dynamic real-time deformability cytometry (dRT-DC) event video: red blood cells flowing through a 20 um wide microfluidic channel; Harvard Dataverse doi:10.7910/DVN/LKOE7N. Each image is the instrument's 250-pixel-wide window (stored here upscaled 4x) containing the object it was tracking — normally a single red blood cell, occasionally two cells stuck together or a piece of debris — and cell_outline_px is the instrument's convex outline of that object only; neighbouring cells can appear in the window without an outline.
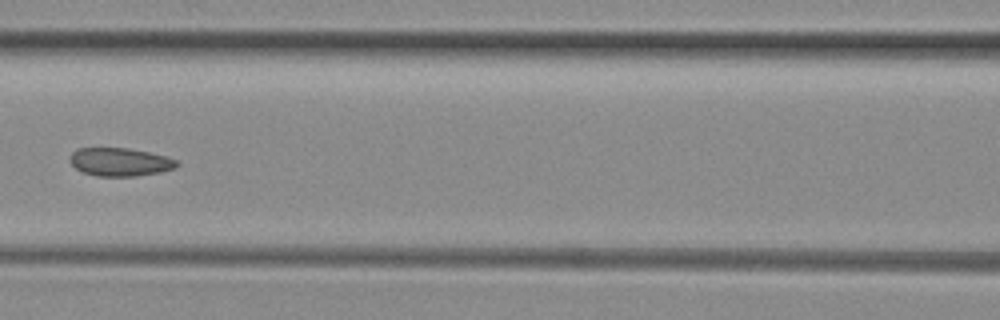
{"species": "common noctule bat (a hibernating species)", "species_latin": "Nyctalus noctula", "temperature_condition": "room temperature", "stored_images_in_passage": 4, "camera_frame_rate_fps": 3000, "um_per_image_px": 0.085, "animal": {"sex": "female", "body_mass_g": 29.2, "forearm_length_mm": 56.3}, "frame": {"image": 1, "passage_image": 3, "time_ms": 0.667, "image_size_px": [1000, 320], "cell_outline_px": [[180, 164], [176, 168], [160, 172], [136, 176], [96, 176], [84, 172], [76, 168], [68, 160], [68, 156], [76, 148], [128, 148], [168, 156], [176, 160]], "centroid_in_image_um": [10.2, 13.76], "position_along_channel_um": 156.4, "area_um2": 17.74}}